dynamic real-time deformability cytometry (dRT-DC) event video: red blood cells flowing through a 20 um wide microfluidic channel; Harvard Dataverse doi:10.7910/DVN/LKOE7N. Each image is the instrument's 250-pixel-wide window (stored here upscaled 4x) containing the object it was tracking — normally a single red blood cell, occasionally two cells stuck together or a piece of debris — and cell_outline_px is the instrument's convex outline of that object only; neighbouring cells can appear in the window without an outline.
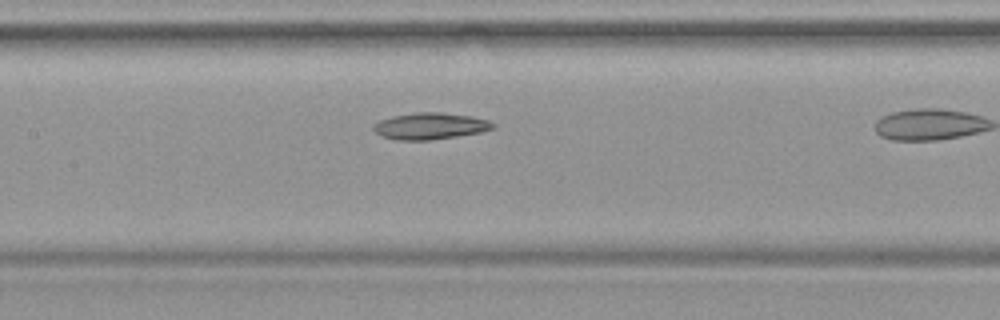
{"species": "common noctule bat (a hibernating species)", "species_latin": "Nyctalus noctula", "temperature_condition": "warm", "stored_images_in_passage": 27, "camera_frame_rate_fps": 3000, "um_per_image_px": 0.085, "animal": {"sex": "female", "body_mass_g": 19.9}, "frame": {"image": 1, "passage_image": 12, "time_ms": 3.667, "image_size_px": [1000, 320], "cell_outline_px": [[496, 128], [480, 132], [456, 136], [428, 140], [396, 140], [380, 136], [372, 128], [372, 124], [380, 120], [392, 116], [416, 112], [440, 112], [472, 116], [488, 120], [496, 124]], "centroid_in_image_um": [36.55, 10.71], "position_along_channel_um": 170.9, "area_um2": 18.61}}
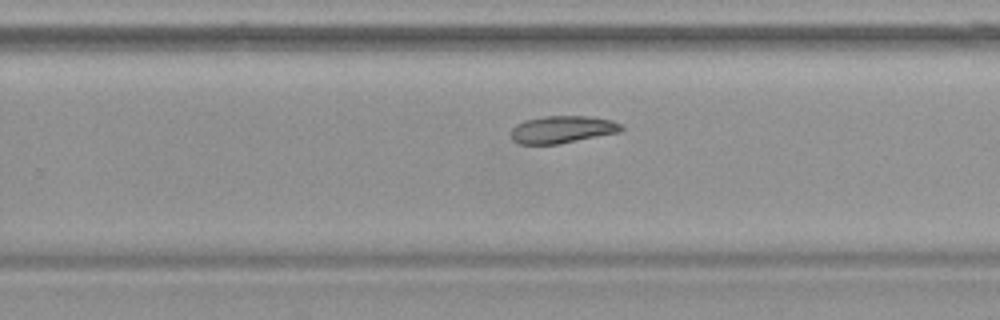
{"frame": {"image": 2, "passage_image": 20, "time_ms": 6.333, "image_size_px": [1000, 320], "cell_outline_px": [[624, 128], [620, 132], [556, 144], [520, 144], [512, 140], [512, 128], [516, 124], [524, 120], [544, 116], [592, 116], [612, 120], [620, 124]], "centroid_in_image_um": [47.79, 10.99], "position_along_channel_um": 282.0, "area_um2": 17.51}}